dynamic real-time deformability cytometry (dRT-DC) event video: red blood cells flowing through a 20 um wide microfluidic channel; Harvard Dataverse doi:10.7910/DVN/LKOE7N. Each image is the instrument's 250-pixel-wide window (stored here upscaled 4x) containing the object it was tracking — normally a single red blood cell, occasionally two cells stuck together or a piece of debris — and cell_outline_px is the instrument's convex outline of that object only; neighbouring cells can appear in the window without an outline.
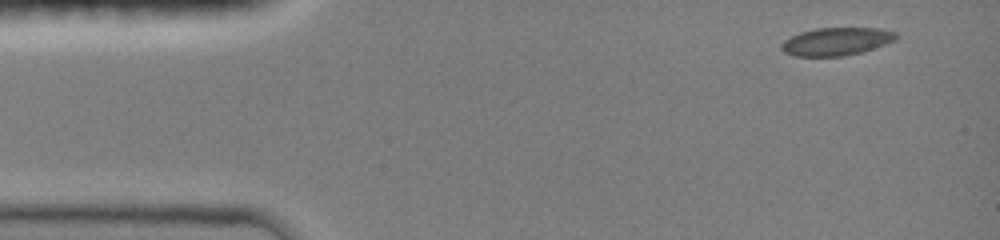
{"species": "common noctule bat (a hibernating species)", "species_latin": "Nyctalus noctula", "temperature_condition": "room temperature", "stored_images_in_passage": 8, "camera_frame_rate_fps": 3000, "um_per_image_px": 0.085, "animal": {"sex": "female", "body_mass_g": 19.0, "forearm_length_mm": 51.5}, "frame": {"image": 1, "passage_image": 1, "time_ms": 0.0, "image_size_px": [1000, 240], "cell_outline_px": [[896, 40], [860, 52], [840, 56], [792, 56], [784, 52], [780, 48], [780, 44], [784, 40], [800, 32], [816, 28], [880, 28], [896, 32]], "centroid_in_image_um": [71.04, 3.52], "position_along_channel_um": 14.0, "area_um2": 18.5}}
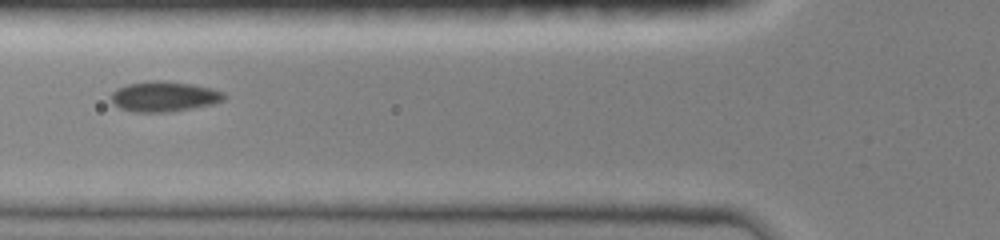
{"frame": {"image": 2, "passage_image": 5, "time_ms": 4.667, "image_size_px": [1000, 240], "cell_outline_px": [[228, 96], [224, 100], [212, 104], [168, 112], [132, 112], [120, 108], [112, 104], [112, 92], [116, 88], [128, 84], [152, 80], [164, 80], [192, 84], [224, 92]], "centroid_in_image_um": [13.93, 8.2], "position_along_channel_um": 111.9, "area_um2": 19.94}}
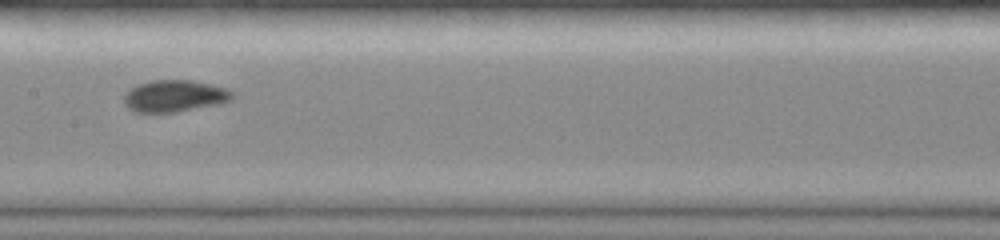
{"frame": {"image": 3, "passage_image": 7, "time_ms": 6.667, "image_size_px": [1000, 240], "cell_outline_px": [[236, 96], [232, 100], [220, 104], [176, 112], [136, 112], [128, 108], [124, 104], [124, 92], [128, 88], [136, 84], [152, 80], [192, 80], [212, 84], [228, 88]], "centroid_in_image_um": [14.84, 8.15], "position_along_channel_um": 192.6, "area_um2": 20.52}}